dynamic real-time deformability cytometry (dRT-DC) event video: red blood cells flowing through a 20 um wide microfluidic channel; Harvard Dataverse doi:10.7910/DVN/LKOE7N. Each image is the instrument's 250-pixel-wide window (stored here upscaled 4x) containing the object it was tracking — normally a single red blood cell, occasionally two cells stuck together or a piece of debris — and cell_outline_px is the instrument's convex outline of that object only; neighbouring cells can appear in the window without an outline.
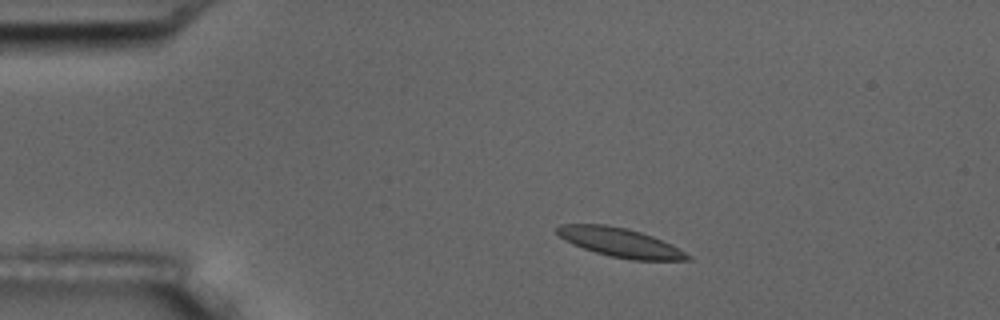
{"species": "common noctule bat (a hibernating species)", "species_latin": "Nyctalus noctula", "temperature_condition": "room temperature", "stored_images_in_passage": 4, "camera_frame_rate_fps": 3000, "um_per_image_px": 0.085, "animal": {"sex": "male", "body_mass_g": 17.5, "forearm_length_mm": 52.3}, "frame": {"image": 1, "passage_image": 2, "time_ms": 2.0, "image_size_px": [1000, 320], "cell_outline_px": [[692, 260], [632, 260], [612, 256], [596, 252], [572, 244], [564, 240], [556, 232], [556, 228], [560, 224], [604, 224], [628, 228], [652, 236], [692, 256]], "centroid_in_image_um": [52.67, 20.6], "position_along_channel_um": 32.3, "area_um2": 21.73}}
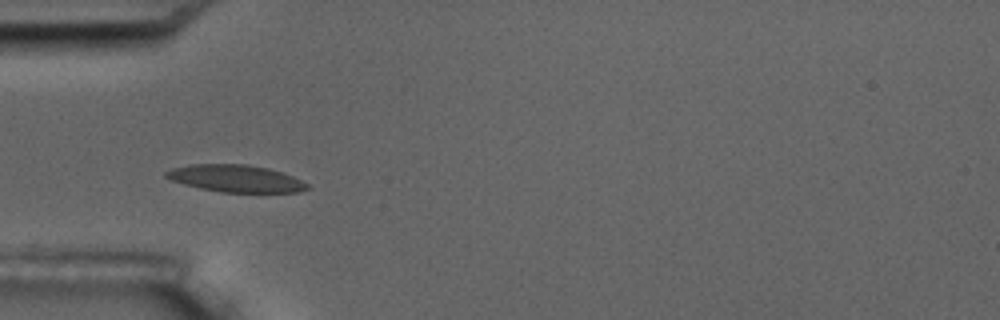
{"frame": {"image": 2, "passage_image": 4, "time_ms": 4.333, "image_size_px": [1000, 320], "cell_outline_px": [[312, 188], [300, 192], [220, 192], [200, 188], [184, 184], [172, 180], [164, 176], [164, 172], [172, 168], [188, 164], [248, 164], [268, 168], [292, 176], [308, 184]], "centroid_in_image_um": [20.03, 15.17], "position_along_channel_um": 65.0, "area_um2": 22.37}}